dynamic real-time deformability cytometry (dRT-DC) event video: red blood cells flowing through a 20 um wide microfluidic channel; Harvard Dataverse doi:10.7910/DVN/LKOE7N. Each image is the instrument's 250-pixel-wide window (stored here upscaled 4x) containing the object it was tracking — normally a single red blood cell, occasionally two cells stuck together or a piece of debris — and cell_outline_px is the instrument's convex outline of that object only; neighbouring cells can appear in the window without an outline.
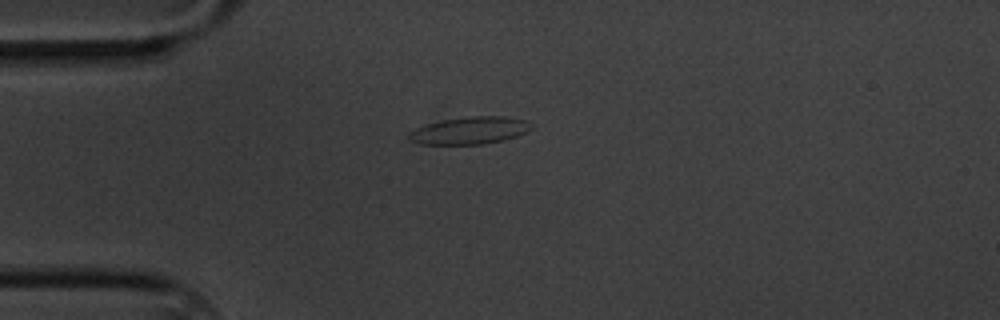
{"species": "common noctule bat (a hibernating species)", "species_latin": "Nyctalus noctula", "temperature_condition": "cold", "stored_images_in_passage": 5, "camera_frame_rate_fps": 3000, "um_per_image_px": 0.085, "animal": {"sex": "male", "body_mass_g": 20.1, "forearm_length_mm": 53.5}, "frame": {"image": 1, "passage_image": 1, "time_ms": 0.0, "image_size_px": [1000, 320], "cell_outline_px": [[532, 128], [516, 136], [484, 144], [420, 144], [408, 140], [408, 132], [416, 128], [428, 124], [444, 120], [468, 116], [504, 116], [524, 120], [532, 124]], "centroid_in_image_um": [39.89, 11.09], "position_along_channel_um": 45.1, "area_um2": 19.25}}
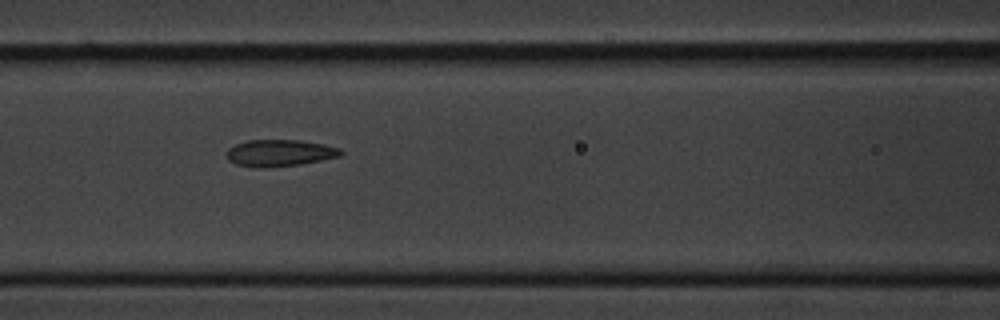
{"frame": {"image": 2, "passage_image": 4, "time_ms": 3.333, "image_size_px": [1000, 320], "cell_outline_px": [[344, 152], [340, 156], [300, 164], [268, 168], [252, 168], [236, 164], [228, 160], [228, 148], [244, 140], [300, 140], [324, 144], [340, 148]], "centroid_in_image_um": [23.76, 13.0], "position_along_channel_um": 142.8, "area_um2": 17.92}}
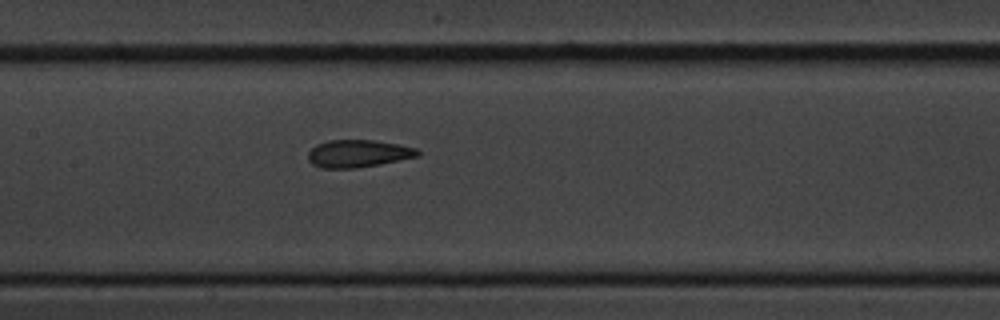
{"frame": {"image": 3, "passage_image": 5, "time_ms": 4.333, "image_size_px": [1000, 320], "cell_outline_px": [[420, 156], [380, 164], [356, 168], [320, 168], [312, 164], [308, 160], [308, 152], [316, 144], [328, 140], [372, 140], [396, 144], [416, 148], [420, 152]], "centroid_in_image_um": [30.42, 13.06], "position_along_channel_um": 177.0, "area_um2": 17.57}}